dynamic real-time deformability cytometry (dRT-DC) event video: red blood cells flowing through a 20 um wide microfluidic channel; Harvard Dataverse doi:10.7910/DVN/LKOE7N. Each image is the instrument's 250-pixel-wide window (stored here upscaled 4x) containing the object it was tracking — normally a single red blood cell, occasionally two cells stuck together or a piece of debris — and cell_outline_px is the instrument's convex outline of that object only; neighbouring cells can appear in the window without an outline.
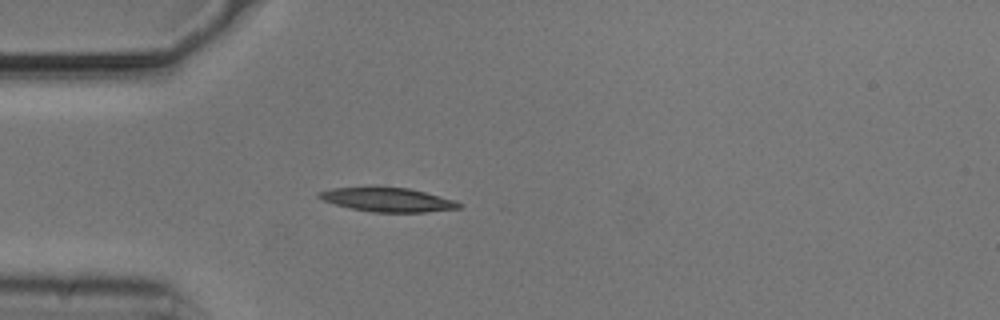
{"species": "common noctule bat (a hibernating species)", "species_latin": "Nyctalus noctula", "temperature_condition": "cold", "stored_images_in_passage": 13, "camera_frame_rate_fps": 3000, "um_per_image_px": 0.085, "animal": {"sex": "male", "body_mass_g": 20.5, "forearm_length_mm": 52.5}, "frame": {"image": 1, "passage_image": 9, "time_ms": 2.667, "image_size_px": [1000, 320], "cell_outline_px": [[464, 204], [460, 208], [424, 212], [372, 212], [352, 208], [336, 204], [324, 200], [316, 196], [316, 192], [332, 188], [372, 184], [376, 184], [408, 188], [456, 200]], "centroid_in_image_um": [32.91, 16.92], "position_along_channel_um": 52.1, "area_um2": 20.35}}